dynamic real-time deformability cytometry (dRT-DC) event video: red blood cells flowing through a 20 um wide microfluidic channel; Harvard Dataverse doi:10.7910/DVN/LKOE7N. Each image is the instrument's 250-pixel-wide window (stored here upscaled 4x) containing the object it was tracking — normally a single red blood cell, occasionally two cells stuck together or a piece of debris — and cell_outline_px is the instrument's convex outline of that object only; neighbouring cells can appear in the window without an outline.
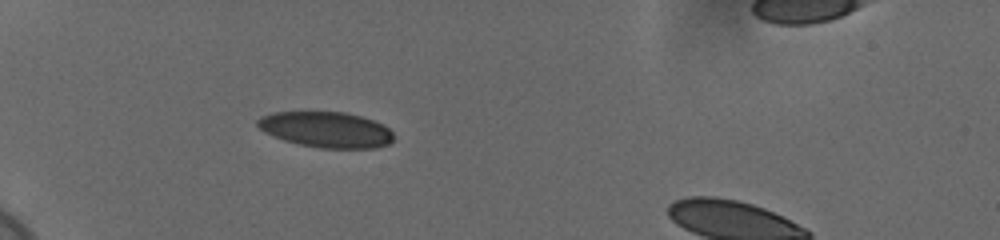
{"species": "human", "species_latin": "Homo sapiens", "temperature_condition": "cold", "stored_images_in_passage": 29, "camera_frame_rate_fps": 3000, "um_per_image_px": 0.085, "donor": {"sex": "female"}, "frame": {"image": 1, "passage_image": 1, "time_ms": 0.0, "image_size_px": [1000, 240], "cell_outline_px": [[392, 140], [388, 144], [376, 148], [320, 148], [300, 144], [284, 140], [264, 132], [256, 124], [256, 120], [260, 116], [272, 112], [348, 112], [384, 124], [392, 132]], "centroid_in_image_um": [27.71, 11.01], "position_along_channel_um": 57.3, "area_um2": 28.32}}
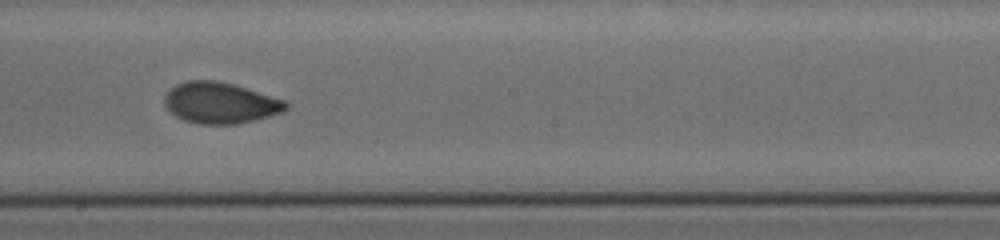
{"frame": {"image": 2, "passage_image": 17, "time_ms": 5.333, "image_size_px": [1000, 240], "cell_outline_px": [[288, 108], [280, 112], [256, 120], [236, 124], [200, 124], [184, 120], [176, 116], [164, 104], [164, 96], [176, 84], [188, 80], [216, 80], [232, 84], [284, 100], [288, 104]], "centroid_in_image_um": [18.7, 8.75], "position_along_channel_um": 229.5, "area_um2": 28.73}}
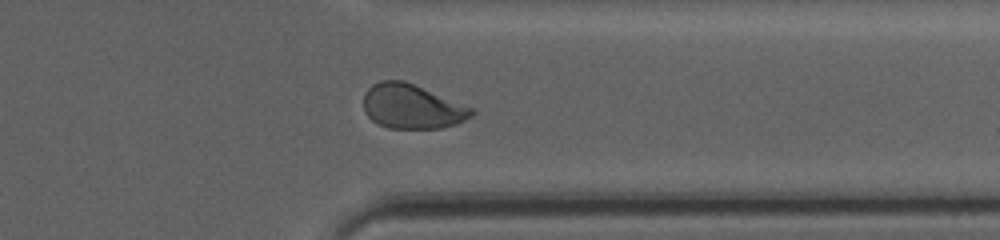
{"frame": {"image": 3, "passage_image": 29, "time_ms": 9.333, "image_size_px": [1000, 240], "cell_outline_px": [[476, 112], [472, 116], [456, 124], [440, 128], [388, 128], [372, 120], [364, 112], [364, 92], [372, 84], [380, 80], [404, 80], [472, 108]], "centroid_in_image_um": [34.99, 9.05], "position_along_channel_um": 376.4, "area_um2": 27.8}}